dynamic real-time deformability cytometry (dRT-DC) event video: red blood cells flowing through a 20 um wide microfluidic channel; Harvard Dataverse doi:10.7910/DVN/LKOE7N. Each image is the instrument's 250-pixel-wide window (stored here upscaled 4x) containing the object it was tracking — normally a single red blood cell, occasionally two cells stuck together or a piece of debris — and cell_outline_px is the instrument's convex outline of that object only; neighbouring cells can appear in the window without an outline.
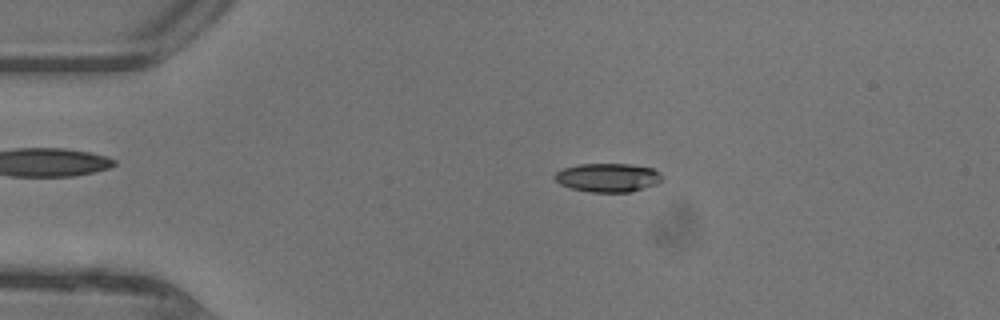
{"species": "common noctule bat (a hibernating species)", "species_latin": "Nyctalus noctula", "temperature_condition": "warm", "stored_images_in_passage": 13, "camera_frame_rate_fps": 3000, "um_per_image_px": 0.085, "animal": {"sex": "female"}, "frame": {"image": 1, "passage_image": 9, "time_ms": 2.667, "image_size_px": [1000, 320], "cell_outline_px": [[664, 180], [656, 184], [644, 188], [628, 192], [588, 192], [572, 188], [560, 184], [552, 176], [556, 172], [564, 168], [580, 164], [628, 164], [652, 168], [660, 172], [664, 176]], "centroid_in_image_um": [51.69, 15.09], "position_along_channel_um": 33.3, "area_um2": 18.03}}